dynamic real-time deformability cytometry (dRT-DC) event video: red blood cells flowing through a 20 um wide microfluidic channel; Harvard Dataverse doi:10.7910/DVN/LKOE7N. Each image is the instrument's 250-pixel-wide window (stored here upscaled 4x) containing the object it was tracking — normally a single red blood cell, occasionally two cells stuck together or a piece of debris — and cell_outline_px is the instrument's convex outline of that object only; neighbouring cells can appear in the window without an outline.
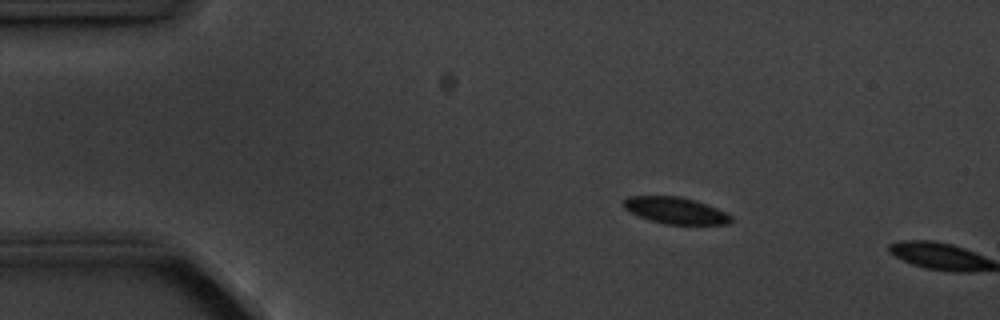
{"species": "common noctule bat (a hibernating species)", "species_latin": "Nyctalus noctula", "temperature_condition": "cold", "stored_images_in_passage": 4, "camera_frame_rate_fps": 3000, "um_per_image_px": 0.085, "animal": {"sex": "male", "body_mass_g": 20.1, "forearm_length_mm": 53.5}, "frame": {"image": 1, "passage_image": 3, "time_ms": 2.333, "image_size_px": [1000, 320], "cell_outline_px": [[732, 220], [728, 224], [664, 224], [628, 212], [620, 204], [628, 196], [676, 196], [696, 200], [716, 208], [732, 216]], "centroid_in_image_um": [57.37, 17.88], "position_along_channel_um": 27.6, "area_um2": 16.59}}